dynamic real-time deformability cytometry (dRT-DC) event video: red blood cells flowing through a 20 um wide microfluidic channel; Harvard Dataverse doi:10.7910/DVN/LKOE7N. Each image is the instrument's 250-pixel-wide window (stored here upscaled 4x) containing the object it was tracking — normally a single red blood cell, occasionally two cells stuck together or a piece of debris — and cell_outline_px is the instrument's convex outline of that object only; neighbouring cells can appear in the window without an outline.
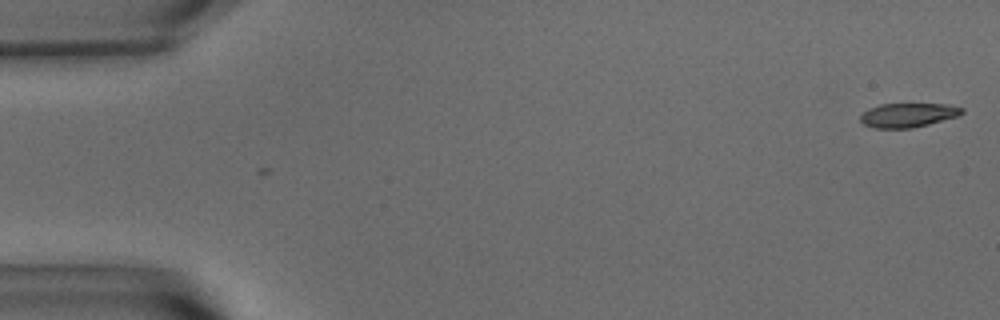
{"species": "common noctule bat (a hibernating species)", "species_latin": "Nyctalus noctula", "temperature_condition": "warm", "stored_images_in_passage": 2, "camera_frame_rate_fps": 3000, "um_per_image_px": 0.085, "animal": {"sex": "male", "body_mass_g": 15.6}, "frame": {"image": 1, "passage_image": 1, "time_ms": 0.0, "image_size_px": [1000, 320], "cell_outline_px": [[964, 112], [960, 116], [912, 128], [876, 128], [864, 124], [860, 120], [860, 116], [868, 108], [880, 104], [948, 104], [964, 108]], "centroid_in_image_um": [77.21, 9.78], "position_along_channel_um": 7.8, "area_um2": 14.33}}